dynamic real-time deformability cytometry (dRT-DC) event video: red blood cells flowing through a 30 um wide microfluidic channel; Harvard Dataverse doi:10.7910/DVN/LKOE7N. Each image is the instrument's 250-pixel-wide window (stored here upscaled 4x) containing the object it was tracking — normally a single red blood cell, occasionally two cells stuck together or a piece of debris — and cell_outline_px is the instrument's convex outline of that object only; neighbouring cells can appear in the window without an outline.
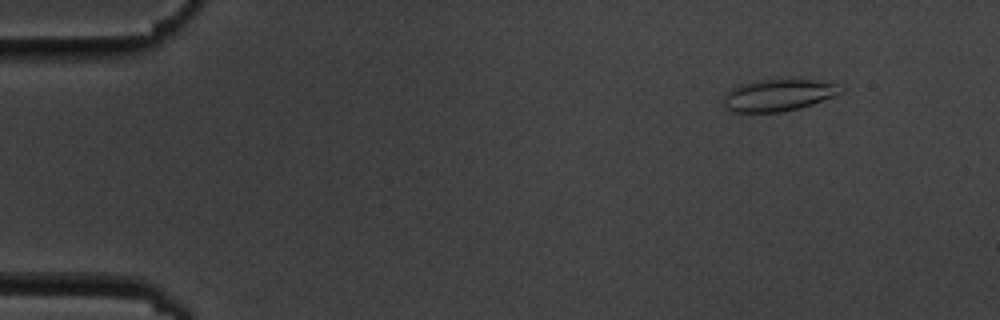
{"species": "common noctule bat (a hibernating species)", "species_latin": "Nyctalus noctula", "temperature_condition": "cold", "stored_images_in_passage": 53, "camera_frame_rate_fps": 3000, "um_per_image_px": 0.085, "animal": {"sex": "male", "body_mass_g": 19.5, "forearm_length_mm": 54.6}, "frame": {"image": 1, "passage_image": 3, "time_ms": 0.667, "image_size_px": [1000, 320], "cell_outline_px": [[844, 92], [836, 96], [800, 108], [780, 112], [732, 112], [724, 104], [724, 96], [732, 88], [740, 84], [780, 76], [788, 76], [836, 84], [844, 88]], "centroid_in_image_um": [66.21, 8.04], "position_along_channel_um": 18.8, "area_um2": 22.43}}
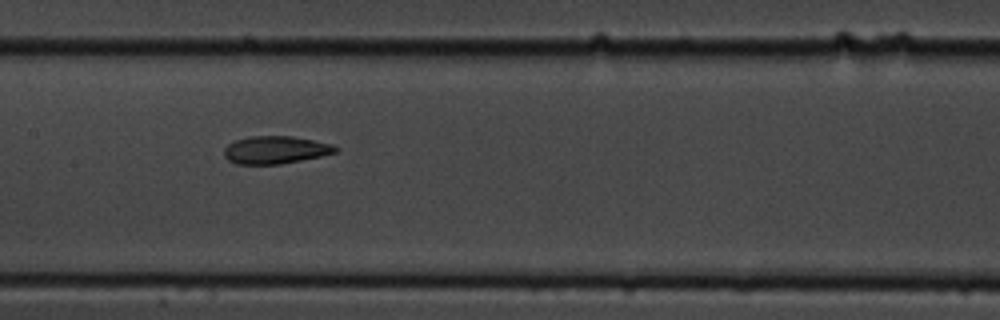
{"frame": {"image": 2, "passage_image": 25, "time_ms": 8.0, "image_size_px": [1000, 320], "cell_outline_px": [[340, 148], [336, 152], [320, 156], [280, 164], [236, 164], [228, 160], [224, 156], [224, 148], [228, 144], [236, 140], [248, 136], [292, 136], [332, 144]], "centroid_in_image_um": [23.39, 12.74], "position_along_channel_um": 184.0, "area_um2": 17.92}}
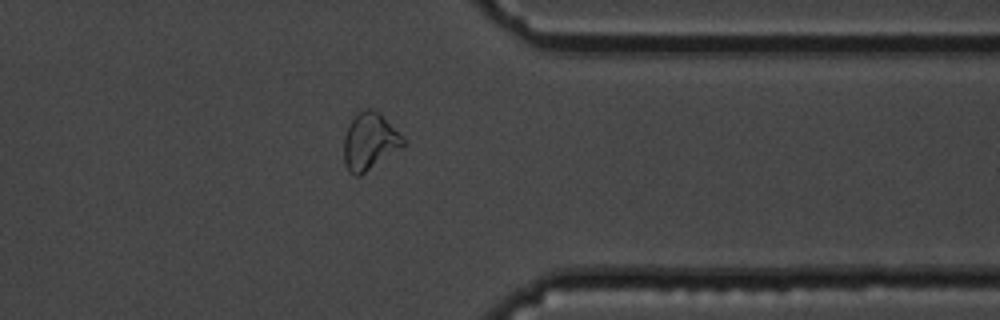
{"frame": {"image": 3, "passage_image": 42, "time_ms": 13.667, "image_size_px": [1000, 320], "cell_outline_px": [[404, 144], [400, 148], [360, 176], [356, 176], [348, 172], [344, 164], [344, 136], [348, 124], [356, 112], [364, 108], [372, 108], [380, 112], [404, 140]], "centroid_in_image_um": [31.36, 12.0], "position_along_channel_um": 380.0, "area_um2": 19.65}, "authors_computed_cell_mechanics": {"area_um2": 18.9584, "velocity_mm_per_s": 3.5669, "shape_relaxation_time_tau1_ms": 9.0192, "shape_relaxation_time_tau2_ms": 2.3043, "deformation_change_tau1": 0.216, "deformation_change_tau2": 0.0807}}